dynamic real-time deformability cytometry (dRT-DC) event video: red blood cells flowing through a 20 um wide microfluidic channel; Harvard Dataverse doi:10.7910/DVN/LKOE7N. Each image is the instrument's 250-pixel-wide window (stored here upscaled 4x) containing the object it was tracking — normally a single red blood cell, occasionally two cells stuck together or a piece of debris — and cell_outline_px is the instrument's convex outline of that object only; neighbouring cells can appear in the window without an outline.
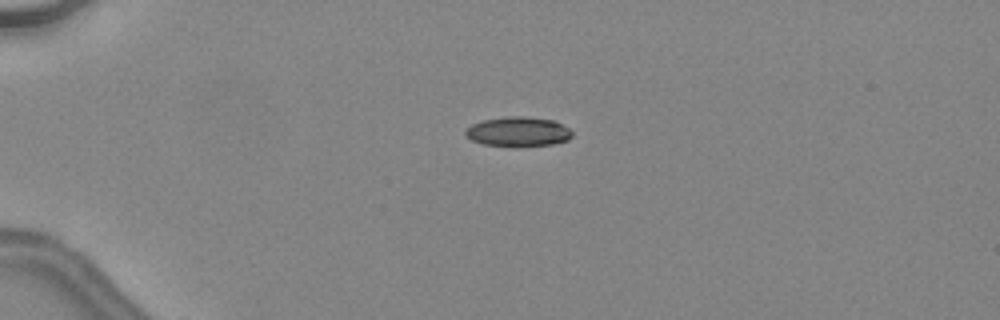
{"species": "common noctule bat (a hibernating species)", "species_latin": "Nyctalus noctula", "temperature_condition": "warm", "stored_images_in_passage": 18, "camera_frame_rate_fps": 3000, "um_per_image_px": 0.085, "animal": {"sex": "female", "body_mass_g": 24.6, "forearm_length_mm": 56.2}, "frame": {"image": 1, "passage_image": 13, "time_ms": 4.0, "image_size_px": [1000, 320], "cell_outline_px": [[572, 136], [568, 140], [552, 144], [520, 148], [516, 148], [484, 144], [472, 140], [464, 136], [464, 128], [472, 124], [484, 120], [504, 116], [524, 116], [556, 120], [568, 128], [572, 132]], "centroid_in_image_um": [44.02, 11.21], "position_along_channel_um": 41.0, "area_um2": 19.02}}